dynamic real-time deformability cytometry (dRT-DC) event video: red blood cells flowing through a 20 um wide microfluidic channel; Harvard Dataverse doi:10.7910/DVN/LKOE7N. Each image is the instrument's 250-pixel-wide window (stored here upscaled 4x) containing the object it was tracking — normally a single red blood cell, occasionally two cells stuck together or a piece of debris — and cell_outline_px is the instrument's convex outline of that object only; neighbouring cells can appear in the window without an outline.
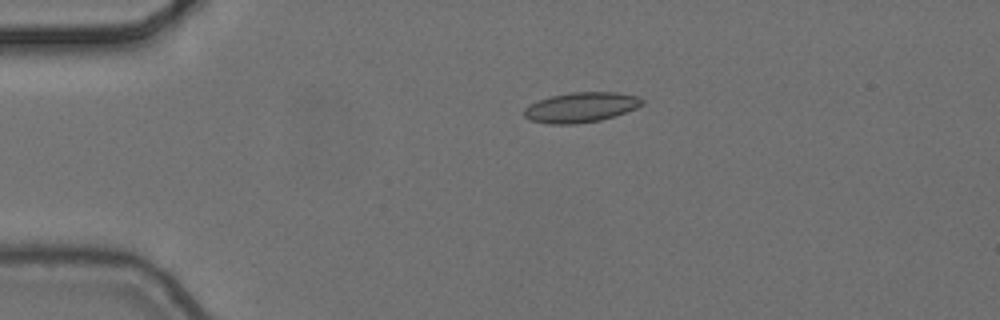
{"species": "common noctule bat (a hibernating species)", "species_latin": "Nyctalus noctula", "temperature_condition": "cold", "stored_images_in_passage": 3, "camera_frame_rate_fps": 3000, "um_per_image_px": 0.085, "animal": {"sex": "female", "body_mass_g": 24.6, "forearm_length_mm": 56.2}, "frame": {"image": 1, "passage_image": 1, "time_ms": 0.0, "image_size_px": [1000, 320], "cell_outline_px": [[644, 104], [636, 108], [600, 120], [576, 124], [548, 124], [528, 120], [524, 116], [524, 108], [528, 104], [552, 96], [572, 92], [616, 92], [640, 96], [644, 100]], "centroid_in_image_um": [49.37, 9.12], "position_along_channel_um": 35.6, "area_um2": 20.69}}
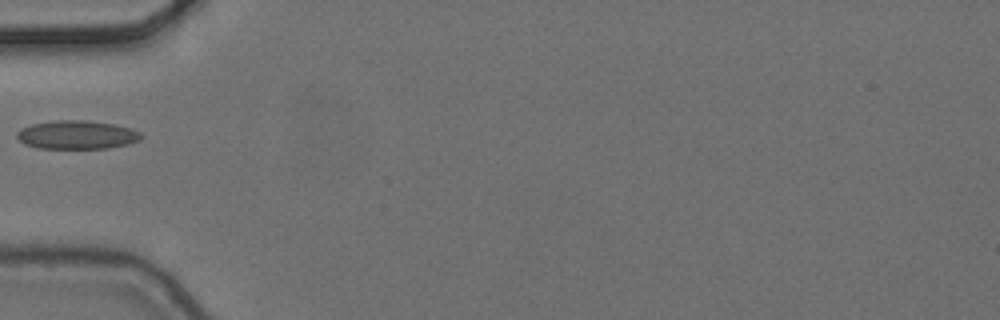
{"frame": {"image": 2, "passage_image": 3, "time_ms": 0.667, "image_size_px": [1000, 320], "cell_outline_px": [[144, 136], [140, 140], [128, 144], [108, 148], [36, 148], [24, 144], [16, 136], [16, 132], [20, 128], [32, 124], [56, 120], [84, 120], [112, 124], [132, 128], [140, 132]], "centroid_in_image_um": [6.53, 11.46], "position_along_channel_um": 78.5, "area_um2": 20.75}}